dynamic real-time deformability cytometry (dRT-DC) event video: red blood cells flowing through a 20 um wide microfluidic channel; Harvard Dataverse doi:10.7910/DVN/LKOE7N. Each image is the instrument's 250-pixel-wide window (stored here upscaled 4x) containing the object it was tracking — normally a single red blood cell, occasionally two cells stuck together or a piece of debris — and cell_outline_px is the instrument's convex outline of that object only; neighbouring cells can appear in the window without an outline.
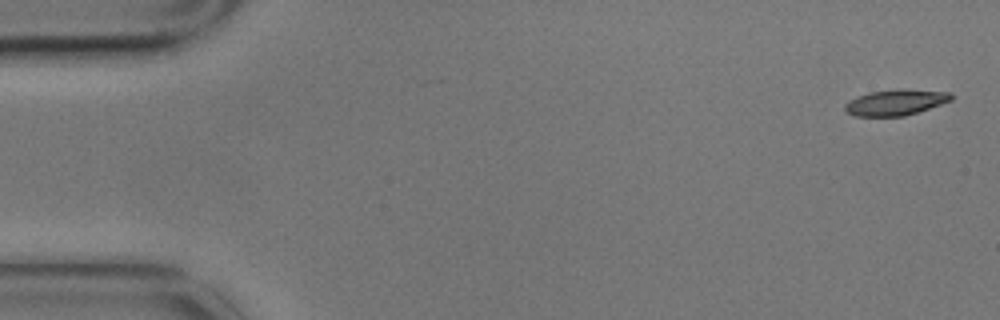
{"species": "common noctule bat (a hibernating species)", "species_latin": "Nyctalus noctula", "temperature_condition": "cold", "stored_images_in_passage": 5, "camera_frame_rate_fps": 3000, "um_per_image_px": 0.085, "animal": {"sex": "male", "body_mass_g": 17.9}, "frame": {"image": 1, "passage_image": 1, "time_ms": 0.0, "image_size_px": [1000, 320], "cell_outline_px": [[952, 100], [904, 116], [856, 116], [848, 112], [844, 108], [844, 104], [848, 100], [856, 96], [868, 92], [900, 88], [948, 92], [952, 96]], "centroid_in_image_um": [76.08, 8.68], "position_along_channel_um": 8.9, "area_um2": 15.95}}